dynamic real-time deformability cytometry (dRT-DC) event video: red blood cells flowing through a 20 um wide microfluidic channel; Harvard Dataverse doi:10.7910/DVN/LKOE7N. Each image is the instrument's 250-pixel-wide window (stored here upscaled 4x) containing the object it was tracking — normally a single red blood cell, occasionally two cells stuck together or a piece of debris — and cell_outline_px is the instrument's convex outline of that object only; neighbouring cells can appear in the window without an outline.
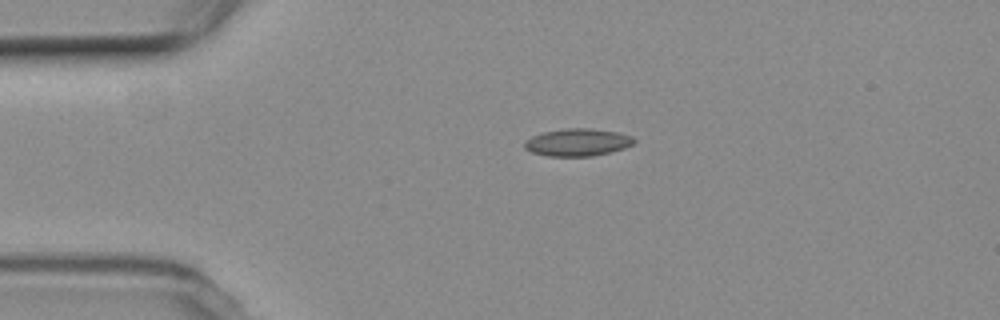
{"species": "common noctule bat (a hibernating species)", "species_latin": "Nyctalus noctula", "temperature_condition": "room temperature", "stored_images_in_passage": 2, "camera_frame_rate_fps": 3000, "um_per_image_px": 0.085, "animal": {"sex": "female", "body_mass_g": 19.3, "forearm_length_mm": 54.1}, "frame": {"image": 1, "passage_image": 1, "time_ms": 0.0, "image_size_px": [1000, 320], "cell_outline_px": [[636, 140], [632, 144], [624, 148], [612, 152], [592, 156], [548, 156], [532, 152], [524, 148], [524, 140], [532, 136], [544, 132], [564, 128], [588, 128], [616, 132], [632, 136]], "centroid_in_image_um": [49.08, 12.1], "position_along_channel_um": 35.9, "area_um2": 17.51}}